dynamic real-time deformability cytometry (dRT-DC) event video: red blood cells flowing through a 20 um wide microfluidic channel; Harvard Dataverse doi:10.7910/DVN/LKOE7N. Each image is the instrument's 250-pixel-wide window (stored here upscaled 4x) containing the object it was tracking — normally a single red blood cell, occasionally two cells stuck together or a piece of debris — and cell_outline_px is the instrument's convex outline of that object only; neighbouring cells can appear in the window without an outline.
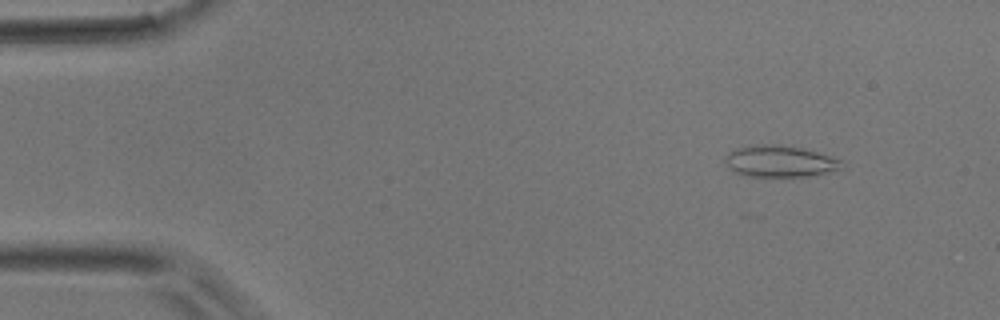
{"species": "common noctule bat (a hibernating species)", "species_latin": "Nyctalus noctula", "temperature_condition": "room temperature", "stored_images_in_passage": 47, "camera_frame_rate_fps": 3000, "um_per_image_px": 0.085, "animal": {"sex": "male", "body_mass_g": 17.9}, "frame": {"image": 1, "passage_image": 5, "time_ms": 1.333, "image_size_px": [1000, 320], "cell_outline_px": [[840, 168], [808, 176], [744, 176], [732, 172], [724, 160], [728, 152], [744, 144], [776, 144], [800, 148], [816, 152], [840, 160]], "centroid_in_image_um": [66.14, 13.69], "position_along_channel_um": 18.9, "area_um2": 21.21}}
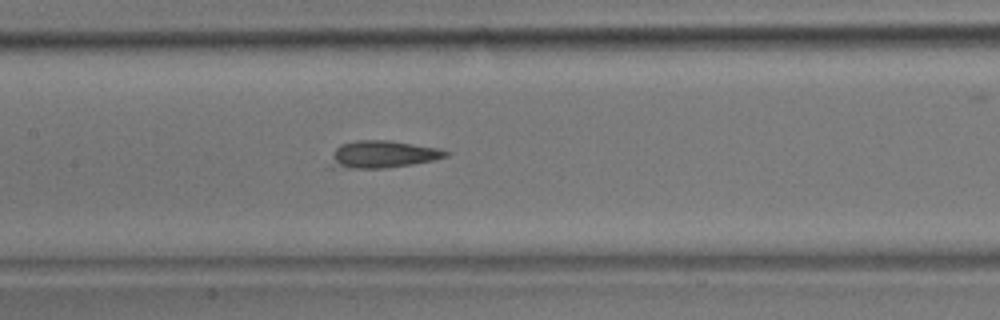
{"frame": {"image": 2, "passage_image": 22, "time_ms": 7.0, "image_size_px": [1000, 320], "cell_outline_px": [[452, 152], [448, 156], [432, 160], [412, 164], [384, 168], [332, 168], [332, 156], [336, 148], [340, 144], [356, 140], [388, 140], [440, 148]], "centroid_in_image_um": [32.56, 13.11], "position_along_channel_um": 174.8, "area_um2": 18.32}}
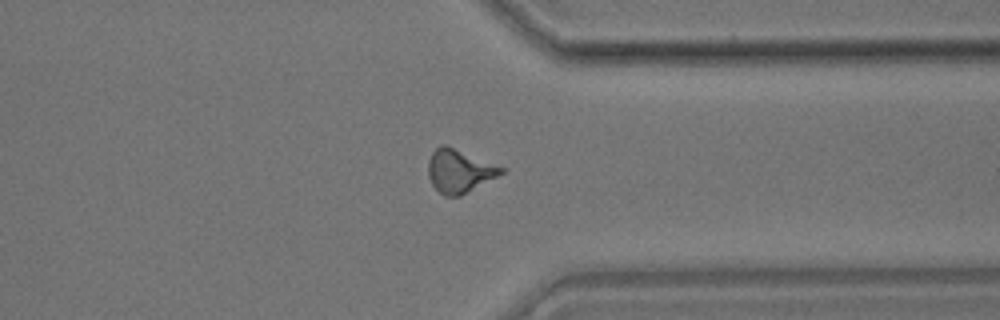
{"frame": {"image": 3, "passage_image": 36, "time_ms": 11.667, "image_size_px": [1000, 320], "cell_outline_px": [[504, 172], [460, 196], [444, 196], [432, 184], [428, 176], [428, 160], [432, 152], [440, 144], [448, 144], [504, 168]], "centroid_in_image_um": [39.0, 14.5], "position_along_channel_um": 372.4, "area_um2": 18.32}}